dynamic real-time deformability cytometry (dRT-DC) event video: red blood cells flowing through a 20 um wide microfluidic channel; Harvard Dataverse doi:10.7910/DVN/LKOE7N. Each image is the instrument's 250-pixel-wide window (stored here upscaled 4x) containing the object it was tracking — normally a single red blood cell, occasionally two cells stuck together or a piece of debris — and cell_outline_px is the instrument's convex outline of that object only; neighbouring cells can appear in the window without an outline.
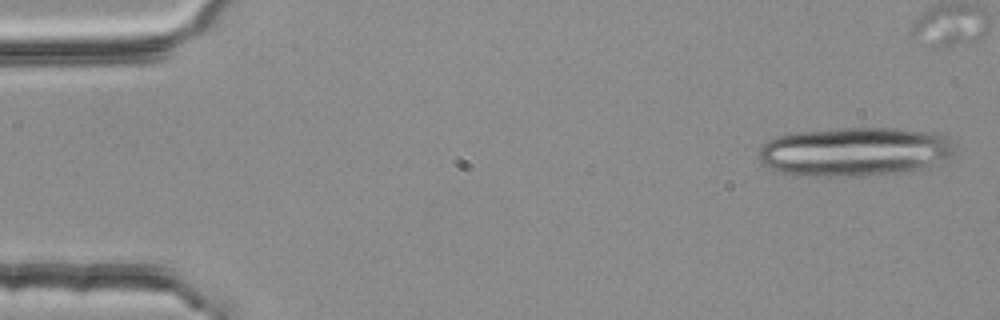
{"species": "common noctule bat (a hibernating species)", "species_latin": "Nyctalus noctula", "temperature_condition": "room temperature", "stored_images_in_passage": 5, "camera_frame_rate_fps": 3000, "um_per_image_px": 0.085, "animal": {"sex": "female", "body_mass_g": 25.1}, "frame": {"image": 1, "passage_image": 1, "time_ms": 0.0, "image_size_px": [1000, 320], "cell_outline_px": [[952, 156], [932, 168], [900, 172], [828, 176], [792, 176], [780, 172], [764, 164], [756, 156], [760, 148], [768, 140], [780, 136], [796, 132], [840, 128], [896, 128], [928, 132], [948, 136], [952, 144]], "centroid_in_image_um": [72.65, 12.89], "position_along_channel_um": 12.3, "area_um2": 56.01}}